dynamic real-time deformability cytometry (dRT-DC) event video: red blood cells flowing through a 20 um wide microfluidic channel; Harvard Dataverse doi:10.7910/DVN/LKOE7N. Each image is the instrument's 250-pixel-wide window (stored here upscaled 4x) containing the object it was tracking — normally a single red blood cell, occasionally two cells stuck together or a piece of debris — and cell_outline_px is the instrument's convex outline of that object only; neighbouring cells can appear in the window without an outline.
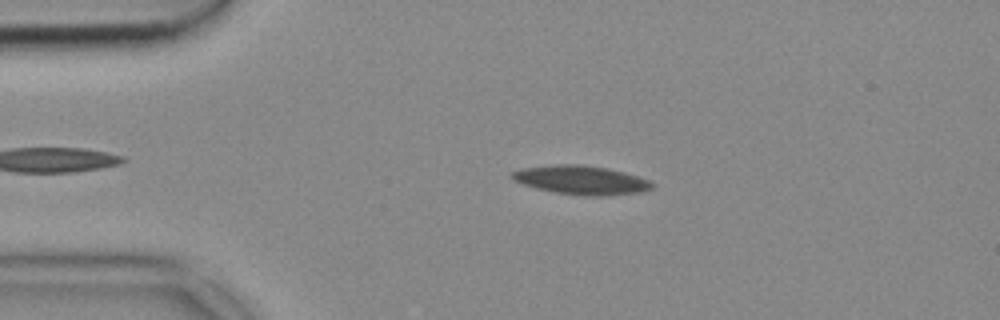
{"species": "common noctule bat (a hibernating species)", "species_latin": "Nyctalus noctula", "temperature_condition": "cold", "stored_images_in_passage": 49, "camera_frame_rate_fps": 3000, "um_per_image_px": 0.085, "animal": {"sex": "female", "body_mass_g": 18.4}, "frame": {"image": 1, "passage_image": 6, "time_ms": 1.667, "image_size_px": [1000, 320], "cell_outline_px": [[652, 188], [636, 192], [600, 196], [584, 196], [556, 192], [536, 188], [512, 180], [512, 172], [524, 168], [556, 164], [576, 164], [608, 168], [624, 172], [648, 180], [652, 184]], "centroid_in_image_um": [49.36, 15.3], "position_along_channel_um": 35.6, "area_um2": 23.06}}
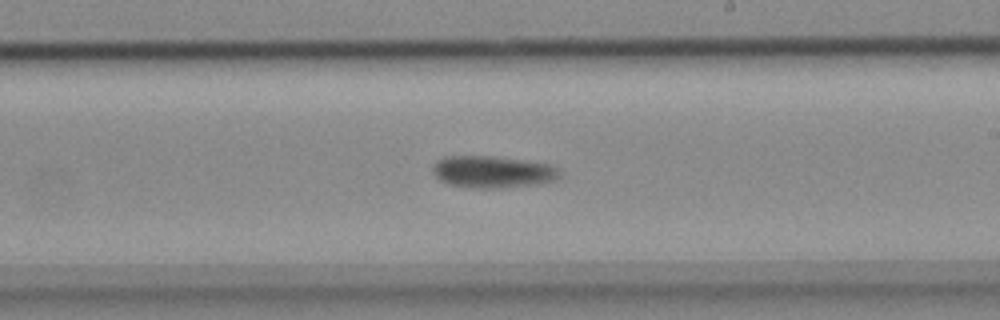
{"frame": {"image": 2, "passage_image": 26, "time_ms": 8.333, "image_size_px": [1000, 320], "cell_outline_px": [[560, 176], [556, 180], [536, 184], [496, 188], [468, 188], [448, 184], [440, 180], [432, 172], [432, 168], [436, 160], [444, 156], [492, 156], [552, 164], [560, 172]], "centroid_in_image_um": [41.84, 14.61], "position_along_channel_um": 247.2, "area_um2": 23.76}}
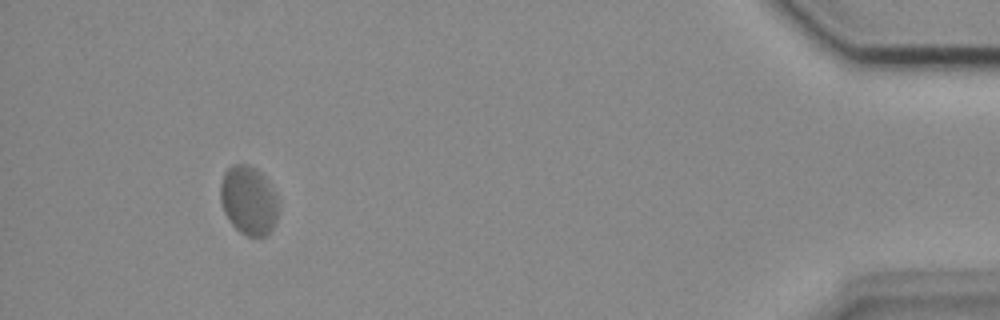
{"frame": {"image": 3, "passage_image": 45, "time_ms": 14.667, "image_size_px": [1000, 320], "cell_outline_px": [[280, 208], [276, 220], [272, 228], [264, 236], [248, 236], [240, 232], [232, 224], [224, 212], [220, 200], [220, 184], [224, 172], [232, 164], [248, 164], [256, 168], [264, 176], [276, 192]], "centroid_in_image_um": [21.14, 17.01], "position_along_channel_um": 414.1, "area_um2": 23.52}}